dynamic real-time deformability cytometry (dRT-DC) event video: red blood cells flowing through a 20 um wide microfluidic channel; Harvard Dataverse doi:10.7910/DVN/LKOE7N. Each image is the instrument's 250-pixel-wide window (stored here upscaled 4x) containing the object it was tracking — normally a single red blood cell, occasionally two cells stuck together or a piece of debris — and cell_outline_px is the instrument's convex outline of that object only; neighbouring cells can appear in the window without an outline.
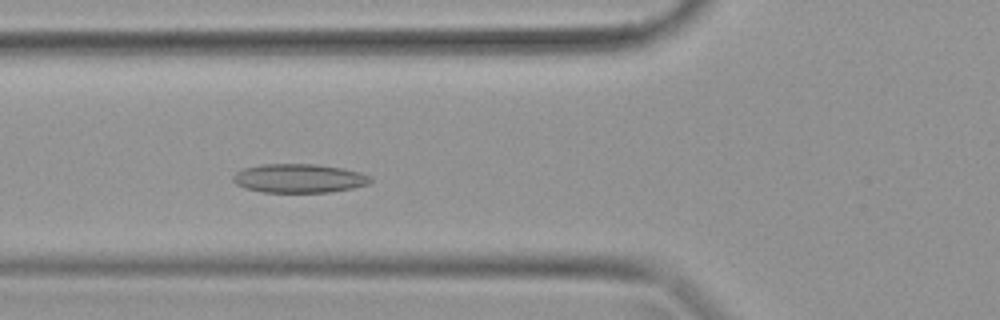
{"species": "common noctule bat (a hibernating species)", "species_latin": "Nyctalus noctula", "temperature_condition": "warm", "stored_images_in_passage": 34, "camera_frame_rate_fps": 3000, "um_per_image_px": 0.085, "animal": {"sex": "female", "body_mass_g": 19.9}, "frame": {"image": 1, "passage_image": 11, "time_ms": 3.333, "image_size_px": [1000, 320], "cell_outline_px": [[368, 180], [360, 184], [348, 188], [324, 192], [272, 192], [252, 188], [240, 184], [236, 180], [248, 168], [276, 164], [300, 164], [336, 168], [352, 172], [364, 176]], "centroid_in_image_um": [25.42, 15.17], "position_along_channel_um": 100.4, "area_um2": 20.4}}
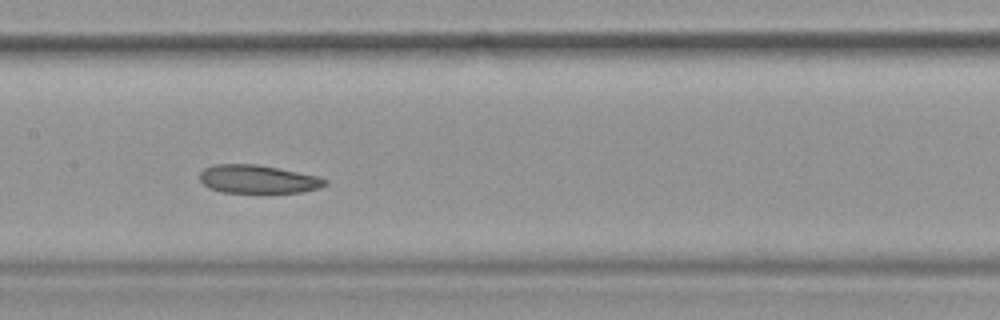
{"frame": {"image": 2, "passage_image": 16, "time_ms": 5.0, "image_size_px": [1000, 320], "cell_outline_px": [[324, 184], [316, 188], [296, 192], [228, 192], [212, 188], [204, 184], [200, 176], [208, 168], [224, 164], [248, 164], [272, 168], [312, 176], [324, 180]], "centroid_in_image_um": [21.86, 15.25], "position_along_channel_um": 185.5, "area_um2": 18.96}}
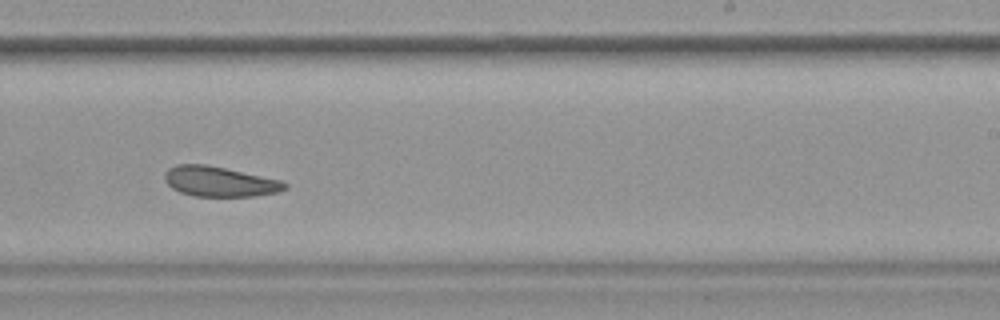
{"frame": {"image": 3, "passage_image": 21, "time_ms": 6.667, "image_size_px": [1000, 320], "cell_outline_px": [[284, 188], [272, 192], [248, 196], [200, 196], [184, 192], [168, 184], [168, 172], [172, 168], [180, 164], [200, 164], [220, 168], [276, 180], [284, 184]], "centroid_in_image_um": [18.62, 15.44], "position_along_channel_um": 270.4, "area_um2": 19.13}}